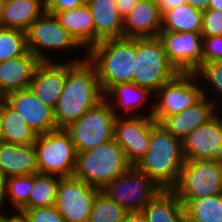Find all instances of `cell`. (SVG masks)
I'll use <instances>...</instances> for the list:
<instances>
[{
	"mask_svg": "<svg viewBox=\"0 0 222 222\" xmlns=\"http://www.w3.org/2000/svg\"><path fill=\"white\" fill-rule=\"evenodd\" d=\"M105 98L93 64L87 59L66 62L64 89L54 109L58 129H65Z\"/></svg>",
	"mask_w": 222,
	"mask_h": 222,
	"instance_id": "6da1fadb",
	"label": "cell"
},
{
	"mask_svg": "<svg viewBox=\"0 0 222 222\" xmlns=\"http://www.w3.org/2000/svg\"><path fill=\"white\" fill-rule=\"evenodd\" d=\"M86 58L93 64L104 95L116 84L133 83L137 38H115L92 46Z\"/></svg>",
	"mask_w": 222,
	"mask_h": 222,
	"instance_id": "7a4b0ae2",
	"label": "cell"
},
{
	"mask_svg": "<svg viewBox=\"0 0 222 222\" xmlns=\"http://www.w3.org/2000/svg\"><path fill=\"white\" fill-rule=\"evenodd\" d=\"M184 162L182 141L155 123L151 128L149 150L135 167L160 188L173 189Z\"/></svg>",
	"mask_w": 222,
	"mask_h": 222,
	"instance_id": "3957f363",
	"label": "cell"
},
{
	"mask_svg": "<svg viewBox=\"0 0 222 222\" xmlns=\"http://www.w3.org/2000/svg\"><path fill=\"white\" fill-rule=\"evenodd\" d=\"M131 166L125 151L112 139L94 149L77 152L73 176L102 190Z\"/></svg>",
	"mask_w": 222,
	"mask_h": 222,
	"instance_id": "277c9868",
	"label": "cell"
},
{
	"mask_svg": "<svg viewBox=\"0 0 222 222\" xmlns=\"http://www.w3.org/2000/svg\"><path fill=\"white\" fill-rule=\"evenodd\" d=\"M118 117L114 107L104 98L65 130L70 134L76 152L94 149L114 139V124Z\"/></svg>",
	"mask_w": 222,
	"mask_h": 222,
	"instance_id": "5b68a950",
	"label": "cell"
},
{
	"mask_svg": "<svg viewBox=\"0 0 222 222\" xmlns=\"http://www.w3.org/2000/svg\"><path fill=\"white\" fill-rule=\"evenodd\" d=\"M172 190L184 207L191 200L222 193V160H185Z\"/></svg>",
	"mask_w": 222,
	"mask_h": 222,
	"instance_id": "8992f818",
	"label": "cell"
},
{
	"mask_svg": "<svg viewBox=\"0 0 222 222\" xmlns=\"http://www.w3.org/2000/svg\"><path fill=\"white\" fill-rule=\"evenodd\" d=\"M33 144L38 173L61 178L74 175L77 152L70 134L65 129L40 134Z\"/></svg>",
	"mask_w": 222,
	"mask_h": 222,
	"instance_id": "52a82bcc",
	"label": "cell"
},
{
	"mask_svg": "<svg viewBox=\"0 0 222 222\" xmlns=\"http://www.w3.org/2000/svg\"><path fill=\"white\" fill-rule=\"evenodd\" d=\"M177 73L157 37L137 38L133 83L149 89L153 94Z\"/></svg>",
	"mask_w": 222,
	"mask_h": 222,
	"instance_id": "ba28073f",
	"label": "cell"
},
{
	"mask_svg": "<svg viewBox=\"0 0 222 222\" xmlns=\"http://www.w3.org/2000/svg\"><path fill=\"white\" fill-rule=\"evenodd\" d=\"M197 80L195 72H178L155 92L159 98L150 111L156 123L179 114L203 97V88L195 83Z\"/></svg>",
	"mask_w": 222,
	"mask_h": 222,
	"instance_id": "9c48e42d",
	"label": "cell"
},
{
	"mask_svg": "<svg viewBox=\"0 0 222 222\" xmlns=\"http://www.w3.org/2000/svg\"><path fill=\"white\" fill-rule=\"evenodd\" d=\"M161 190L162 188L135 166H131L102 189L127 212L142 211Z\"/></svg>",
	"mask_w": 222,
	"mask_h": 222,
	"instance_id": "30bf717a",
	"label": "cell"
},
{
	"mask_svg": "<svg viewBox=\"0 0 222 222\" xmlns=\"http://www.w3.org/2000/svg\"><path fill=\"white\" fill-rule=\"evenodd\" d=\"M27 49L41 62H51L44 49H76L82 47L76 39L48 12L37 18L26 31ZM44 52V53H43Z\"/></svg>",
	"mask_w": 222,
	"mask_h": 222,
	"instance_id": "8fae6325",
	"label": "cell"
},
{
	"mask_svg": "<svg viewBox=\"0 0 222 222\" xmlns=\"http://www.w3.org/2000/svg\"><path fill=\"white\" fill-rule=\"evenodd\" d=\"M100 190L74 176L60 178L54 206L66 222H88Z\"/></svg>",
	"mask_w": 222,
	"mask_h": 222,
	"instance_id": "7c38bea8",
	"label": "cell"
},
{
	"mask_svg": "<svg viewBox=\"0 0 222 222\" xmlns=\"http://www.w3.org/2000/svg\"><path fill=\"white\" fill-rule=\"evenodd\" d=\"M151 116V112L143 115L135 111L127 119L123 116L115 119L114 140L125 151L132 166L149 150L151 128L156 123Z\"/></svg>",
	"mask_w": 222,
	"mask_h": 222,
	"instance_id": "4fadbf2b",
	"label": "cell"
},
{
	"mask_svg": "<svg viewBox=\"0 0 222 222\" xmlns=\"http://www.w3.org/2000/svg\"><path fill=\"white\" fill-rule=\"evenodd\" d=\"M157 38L169 62L178 72H195L202 65L203 37L201 32L160 30Z\"/></svg>",
	"mask_w": 222,
	"mask_h": 222,
	"instance_id": "5bb4252c",
	"label": "cell"
},
{
	"mask_svg": "<svg viewBox=\"0 0 222 222\" xmlns=\"http://www.w3.org/2000/svg\"><path fill=\"white\" fill-rule=\"evenodd\" d=\"M185 160H222V118L216 114L182 141Z\"/></svg>",
	"mask_w": 222,
	"mask_h": 222,
	"instance_id": "9a60e30c",
	"label": "cell"
},
{
	"mask_svg": "<svg viewBox=\"0 0 222 222\" xmlns=\"http://www.w3.org/2000/svg\"><path fill=\"white\" fill-rule=\"evenodd\" d=\"M4 100L37 135L58 129L54 120V110L36 97L30 88L10 92Z\"/></svg>",
	"mask_w": 222,
	"mask_h": 222,
	"instance_id": "2e32d148",
	"label": "cell"
},
{
	"mask_svg": "<svg viewBox=\"0 0 222 222\" xmlns=\"http://www.w3.org/2000/svg\"><path fill=\"white\" fill-rule=\"evenodd\" d=\"M65 80V62H41L35 70L29 88L45 105L54 110L64 89Z\"/></svg>",
	"mask_w": 222,
	"mask_h": 222,
	"instance_id": "e0dca14e",
	"label": "cell"
},
{
	"mask_svg": "<svg viewBox=\"0 0 222 222\" xmlns=\"http://www.w3.org/2000/svg\"><path fill=\"white\" fill-rule=\"evenodd\" d=\"M207 92L203 89V97L190 106L182 110L179 114L166 117L160 124L177 139H183L198 126L207 123L217 113L215 100L207 99Z\"/></svg>",
	"mask_w": 222,
	"mask_h": 222,
	"instance_id": "ac0fdd59",
	"label": "cell"
},
{
	"mask_svg": "<svg viewBox=\"0 0 222 222\" xmlns=\"http://www.w3.org/2000/svg\"><path fill=\"white\" fill-rule=\"evenodd\" d=\"M41 61L30 51L0 62V93L3 97L13 91L27 89Z\"/></svg>",
	"mask_w": 222,
	"mask_h": 222,
	"instance_id": "d6986e66",
	"label": "cell"
},
{
	"mask_svg": "<svg viewBox=\"0 0 222 222\" xmlns=\"http://www.w3.org/2000/svg\"><path fill=\"white\" fill-rule=\"evenodd\" d=\"M162 13L155 0H139L123 19L124 37H157L161 30Z\"/></svg>",
	"mask_w": 222,
	"mask_h": 222,
	"instance_id": "ffe728a7",
	"label": "cell"
},
{
	"mask_svg": "<svg viewBox=\"0 0 222 222\" xmlns=\"http://www.w3.org/2000/svg\"><path fill=\"white\" fill-rule=\"evenodd\" d=\"M0 169L5 178L38 173L34 144L0 142Z\"/></svg>",
	"mask_w": 222,
	"mask_h": 222,
	"instance_id": "44dd1931",
	"label": "cell"
},
{
	"mask_svg": "<svg viewBox=\"0 0 222 222\" xmlns=\"http://www.w3.org/2000/svg\"><path fill=\"white\" fill-rule=\"evenodd\" d=\"M95 24V45L106 39L124 37L123 18L116 0H85Z\"/></svg>",
	"mask_w": 222,
	"mask_h": 222,
	"instance_id": "7402d4cb",
	"label": "cell"
},
{
	"mask_svg": "<svg viewBox=\"0 0 222 222\" xmlns=\"http://www.w3.org/2000/svg\"><path fill=\"white\" fill-rule=\"evenodd\" d=\"M48 13L53 14L76 41L86 47L84 49L88 51L95 45L94 19L86 2L77 8Z\"/></svg>",
	"mask_w": 222,
	"mask_h": 222,
	"instance_id": "603a6c76",
	"label": "cell"
},
{
	"mask_svg": "<svg viewBox=\"0 0 222 222\" xmlns=\"http://www.w3.org/2000/svg\"><path fill=\"white\" fill-rule=\"evenodd\" d=\"M45 12V0H4L1 27L26 32Z\"/></svg>",
	"mask_w": 222,
	"mask_h": 222,
	"instance_id": "cb8c5ba5",
	"label": "cell"
},
{
	"mask_svg": "<svg viewBox=\"0 0 222 222\" xmlns=\"http://www.w3.org/2000/svg\"><path fill=\"white\" fill-rule=\"evenodd\" d=\"M142 212L148 222H186L185 208L172 189H162Z\"/></svg>",
	"mask_w": 222,
	"mask_h": 222,
	"instance_id": "d4e9b609",
	"label": "cell"
},
{
	"mask_svg": "<svg viewBox=\"0 0 222 222\" xmlns=\"http://www.w3.org/2000/svg\"><path fill=\"white\" fill-rule=\"evenodd\" d=\"M2 114V141L29 145L36 141L38 135L25 120L4 99L0 102Z\"/></svg>",
	"mask_w": 222,
	"mask_h": 222,
	"instance_id": "484cf974",
	"label": "cell"
},
{
	"mask_svg": "<svg viewBox=\"0 0 222 222\" xmlns=\"http://www.w3.org/2000/svg\"><path fill=\"white\" fill-rule=\"evenodd\" d=\"M203 11L185 3L162 14L161 30L172 32H201Z\"/></svg>",
	"mask_w": 222,
	"mask_h": 222,
	"instance_id": "4316f807",
	"label": "cell"
},
{
	"mask_svg": "<svg viewBox=\"0 0 222 222\" xmlns=\"http://www.w3.org/2000/svg\"><path fill=\"white\" fill-rule=\"evenodd\" d=\"M60 178L50 174H33V186L28 203L21 210L53 206Z\"/></svg>",
	"mask_w": 222,
	"mask_h": 222,
	"instance_id": "83f0119b",
	"label": "cell"
},
{
	"mask_svg": "<svg viewBox=\"0 0 222 222\" xmlns=\"http://www.w3.org/2000/svg\"><path fill=\"white\" fill-rule=\"evenodd\" d=\"M184 208L186 222H222V193L191 200Z\"/></svg>",
	"mask_w": 222,
	"mask_h": 222,
	"instance_id": "f1b7e54d",
	"label": "cell"
},
{
	"mask_svg": "<svg viewBox=\"0 0 222 222\" xmlns=\"http://www.w3.org/2000/svg\"><path fill=\"white\" fill-rule=\"evenodd\" d=\"M149 93H152L149 89L139 87L135 83H119L106 93L105 98L109 100L110 96L111 99L114 97L116 99L115 102L112 103L109 100L110 106H119L127 110L128 113V111L133 112L137 107L143 106V104L147 102V97L150 95Z\"/></svg>",
	"mask_w": 222,
	"mask_h": 222,
	"instance_id": "f546056e",
	"label": "cell"
},
{
	"mask_svg": "<svg viewBox=\"0 0 222 222\" xmlns=\"http://www.w3.org/2000/svg\"><path fill=\"white\" fill-rule=\"evenodd\" d=\"M128 212L102 190L95 197L88 222H123Z\"/></svg>",
	"mask_w": 222,
	"mask_h": 222,
	"instance_id": "4dcf8cb0",
	"label": "cell"
},
{
	"mask_svg": "<svg viewBox=\"0 0 222 222\" xmlns=\"http://www.w3.org/2000/svg\"><path fill=\"white\" fill-rule=\"evenodd\" d=\"M33 186V174L18 175L6 178L4 186V199L9 196L11 205L16 210H21L29 200Z\"/></svg>",
	"mask_w": 222,
	"mask_h": 222,
	"instance_id": "1f68e13d",
	"label": "cell"
},
{
	"mask_svg": "<svg viewBox=\"0 0 222 222\" xmlns=\"http://www.w3.org/2000/svg\"><path fill=\"white\" fill-rule=\"evenodd\" d=\"M27 51L25 31L0 27V62L21 56Z\"/></svg>",
	"mask_w": 222,
	"mask_h": 222,
	"instance_id": "d6a6232c",
	"label": "cell"
},
{
	"mask_svg": "<svg viewBox=\"0 0 222 222\" xmlns=\"http://www.w3.org/2000/svg\"><path fill=\"white\" fill-rule=\"evenodd\" d=\"M195 73L198 79L207 80L214 91L222 96V61L203 63Z\"/></svg>",
	"mask_w": 222,
	"mask_h": 222,
	"instance_id": "836d02e7",
	"label": "cell"
},
{
	"mask_svg": "<svg viewBox=\"0 0 222 222\" xmlns=\"http://www.w3.org/2000/svg\"><path fill=\"white\" fill-rule=\"evenodd\" d=\"M202 37L222 35V12L218 10L203 11Z\"/></svg>",
	"mask_w": 222,
	"mask_h": 222,
	"instance_id": "e575fe53",
	"label": "cell"
},
{
	"mask_svg": "<svg viewBox=\"0 0 222 222\" xmlns=\"http://www.w3.org/2000/svg\"><path fill=\"white\" fill-rule=\"evenodd\" d=\"M222 61V35L203 37L202 64Z\"/></svg>",
	"mask_w": 222,
	"mask_h": 222,
	"instance_id": "d590c367",
	"label": "cell"
},
{
	"mask_svg": "<svg viewBox=\"0 0 222 222\" xmlns=\"http://www.w3.org/2000/svg\"><path fill=\"white\" fill-rule=\"evenodd\" d=\"M21 211L26 212L30 222H66L54 205Z\"/></svg>",
	"mask_w": 222,
	"mask_h": 222,
	"instance_id": "8d00e7d4",
	"label": "cell"
},
{
	"mask_svg": "<svg viewBox=\"0 0 222 222\" xmlns=\"http://www.w3.org/2000/svg\"><path fill=\"white\" fill-rule=\"evenodd\" d=\"M85 0H45L46 12H60L80 7Z\"/></svg>",
	"mask_w": 222,
	"mask_h": 222,
	"instance_id": "74e56055",
	"label": "cell"
},
{
	"mask_svg": "<svg viewBox=\"0 0 222 222\" xmlns=\"http://www.w3.org/2000/svg\"><path fill=\"white\" fill-rule=\"evenodd\" d=\"M139 0H116L120 16L125 19Z\"/></svg>",
	"mask_w": 222,
	"mask_h": 222,
	"instance_id": "f35d334b",
	"label": "cell"
},
{
	"mask_svg": "<svg viewBox=\"0 0 222 222\" xmlns=\"http://www.w3.org/2000/svg\"><path fill=\"white\" fill-rule=\"evenodd\" d=\"M161 13L187 3V0H155Z\"/></svg>",
	"mask_w": 222,
	"mask_h": 222,
	"instance_id": "ab89813d",
	"label": "cell"
},
{
	"mask_svg": "<svg viewBox=\"0 0 222 222\" xmlns=\"http://www.w3.org/2000/svg\"><path fill=\"white\" fill-rule=\"evenodd\" d=\"M17 214L9 216L3 215L2 212H0V217L5 221V222H30L28 215L26 212L21 211V210H16Z\"/></svg>",
	"mask_w": 222,
	"mask_h": 222,
	"instance_id": "60d3db41",
	"label": "cell"
},
{
	"mask_svg": "<svg viewBox=\"0 0 222 222\" xmlns=\"http://www.w3.org/2000/svg\"><path fill=\"white\" fill-rule=\"evenodd\" d=\"M123 222H148L142 211L128 212Z\"/></svg>",
	"mask_w": 222,
	"mask_h": 222,
	"instance_id": "b9f144b4",
	"label": "cell"
},
{
	"mask_svg": "<svg viewBox=\"0 0 222 222\" xmlns=\"http://www.w3.org/2000/svg\"><path fill=\"white\" fill-rule=\"evenodd\" d=\"M210 0H187V3L190 4L193 8L206 11L208 10Z\"/></svg>",
	"mask_w": 222,
	"mask_h": 222,
	"instance_id": "7bdbcfd3",
	"label": "cell"
},
{
	"mask_svg": "<svg viewBox=\"0 0 222 222\" xmlns=\"http://www.w3.org/2000/svg\"><path fill=\"white\" fill-rule=\"evenodd\" d=\"M5 180L6 178L2 174V171L0 169V211H1V206L5 203L4 199V186H5Z\"/></svg>",
	"mask_w": 222,
	"mask_h": 222,
	"instance_id": "ee69618b",
	"label": "cell"
},
{
	"mask_svg": "<svg viewBox=\"0 0 222 222\" xmlns=\"http://www.w3.org/2000/svg\"><path fill=\"white\" fill-rule=\"evenodd\" d=\"M208 10H218L222 12V0H210Z\"/></svg>",
	"mask_w": 222,
	"mask_h": 222,
	"instance_id": "f6af8a7d",
	"label": "cell"
},
{
	"mask_svg": "<svg viewBox=\"0 0 222 222\" xmlns=\"http://www.w3.org/2000/svg\"><path fill=\"white\" fill-rule=\"evenodd\" d=\"M2 141V114H1V107H0V142Z\"/></svg>",
	"mask_w": 222,
	"mask_h": 222,
	"instance_id": "bcb514c9",
	"label": "cell"
},
{
	"mask_svg": "<svg viewBox=\"0 0 222 222\" xmlns=\"http://www.w3.org/2000/svg\"><path fill=\"white\" fill-rule=\"evenodd\" d=\"M3 5H4V0H0V27H1V17H2Z\"/></svg>",
	"mask_w": 222,
	"mask_h": 222,
	"instance_id": "7dc6e473",
	"label": "cell"
},
{
	"mask_svg": "<svg viewBox=\"0 0 222 222\" xmlns=\"http://www.w3.org/2000/svg\"><path fill=\"white\" fill-rule=\"evenodd\" d=\"M4 99V97L2 96V94L0 93V102Z\"/></svg>",
	"mask_w": 222,
	"mask_h": 222,
	"instance_id": "c3c4849f",
	"label": "cell"
}]
</instances>
